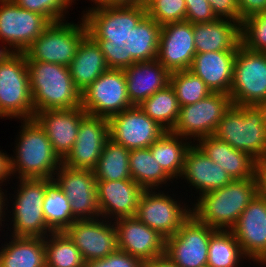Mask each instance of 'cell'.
<instances>
[{"instance_id": "obj_1", "label": "cell", "mask_w": 266, "mask_h": 267, "mask_svg": "<svg viewBox=\"0 0 266 267\" xmlns=\"http://www.w3.org/2000/svg\"><path fill=\"white\" fill-rule=\"evenodd\" d=\"M130 38L129 25L98 22L82 38L69 65L75 87L82 92L115 64Z\"/></svg>"}, {"instance_id": "obj_2", "label": "cell", "mask_w": 266, "mask_h": 267, "mask_svg": "<svg viewBox=\"0 0 266 267\" xmlns=\"http://www.w3.org/2000/svg\"><path fill=\"white\" fill-rule=\"evenodd\" d=\"M23 121V122H22ZM14 153L10 156L11 175L17 179H53L62 164L45 131L34 120H21Z\"/></svg>"}, {"instance_id": "obj_3", "label": "cell", "mask_w": 266, "mask_h": 267, "mask_svg": "<svg viewBox=\"0 0 266 267\" xmlns=\"http://www.w3.org/2000/svg\"><path fill=\"white\" fill-rule=\"evenodd\" d=\"M257 195L256 177L233 180L221 189L197 196L192 215L216 230H230Z\"/></svg>"}, {"instance_id": "obj_4", "label": "cell", "mask_w": 266, "mask_h": 267, "mask_svg": "<svg viewBox=\"0 0 266 267\" xmlns=\"http://www.w3.org/2000/svg\"><path fill=\"white\" fill-rule=\"evenodd\" d=\"M117 62L126 77L128 98L133 106L169 84L170 72L140 42L129 39L122 47Z\"/></svg>"}, {"instance_id": "obj_5", "label": "cell", "mask_w": 266, "mask_h": 267, "mask_svg": "<svg viewBox=\"0 0 266 267\" xmlns=\"http://www.w3.org/2000/svg\"><path fill=\"white\" fill-rule=\"evenodd\" d=\"M27 67L34 112L81 107L69 67L40 61H27Z\"/></svg>"}, {"instance_id": "obj_6", "label": "cell", "mask_w": 266, "mask_h": 267, "mask_svg": "<svg viewBox=\"0 0 266 267\" xmlns=\"http://www.w3.org/2000/svg\"><path fill=\"white\" fill-rule=\"evenodd\" d=\"M257 162L266 160V126L255 105H233L226 111L213 134Z\"/></svg>"}, {"instance_id": "obj_7", "label": "cell", "mask_w": 266, "mask_h": 267, "mask_svg": "<svg viewBox=\"0 0 266 267\" xmlns=\"http://www.w3.org/2000/svg\"><path fill=\"white\" fill-rule=\"evenodd\" d=\"M80 19L78 24L67 20L51 23L25 50L26 60L69 67L80 41L98 23L84 14Z\"/></svg>"}, {"instance_id": "obj_8", "label": "cell", "mask_w": 266, "mask_h": 267, "mask_svg": "<svg viewBox=\"0 0 266 267\" xmlns=\"http://www.w3.org/2000/svg\"><path fill=\"white\" fill-rule=\"evenodd\" d=\"M140 42L170 73L190 69L197 53L193 24L186 20L152 29Z\"/></svg>"}, {"instance_id": "obj_9", "label": "cell", "mask_w": 266, "mask_h": 267, "mask_svg": "<svg viewBox=\"0 0 266 267\" xmlns=\"http://www.w3.org/2000/svg\"><path fill=\"white\" fill-rule=\"evenodd\" d=\"M34 115L26 55L14 53L0 62V118L31 120Z\"/></svg>"}, {"instance_id": "obj_10", "label": "cell", "mask_w": 266, "mask_h": 267, "mask_svg": "<svg viewBox=\"0 0 266 267\" xmlns=\"http://www.w3.org/2000/svg\"><path fill=\"white\" fill-rule=\"evenodd\" d=\"M12 204L6 195V210L12 205L11 225L13 237H42L52 231L47 227L43 214V202L47 190V179H19ZM8 203V204H7ZM13 223V224H12Z\"/></svg>"}, {"instance_id": "obj_11", "label": "cell", "mask_w": 266, "mask_h": 267, "mask_svg": "<svg viewBox=\"0 0 266 267\" xmlns=\"http://www.w3.org/2000/svg\"><path fill=\"white\" fill-rule=\"evenodd\" d=\"M81 107L89 115L109 119L132 108L122 66L116 62L81 92Z\"/></svg>"}, {"instance_id": "obj_12", "label": "cell", "mask_w": 266, "mask_h": 267, "mask_svg": "<svg viewBox=\"0 0 266 267\" xmlns=\"http://www.w3.org/2000/svg\"><path fill=\"white\" fill-rule=\"evenodd\" d=\"M229 96L233 105H257L266 100V52L239 45Z\"/></svg>"}, {"instance_id": "obj_13", "label": "cell", "mask_w": 266, "mask_h": 267, "mask_svg": "<svg viewBox=\"0 0 266 267\" xmlns=\"http://www.w3.org/2000/svg\"><path fill=\"white\" fill-rule=\"evenodd\" d=\"M232 106L229 95L212 92L207 97L180 107L179 117L172 133L197 142L200 138L213 136L218 123Z\"/></svg>"}, {"instance_id": "obj_14", "label": "cell", "mask_w": 266, "mask_h": 267, "mask_svg": "<svg viewBox=\"0 0 266 267\" xmlns=\"http://www.w3.org/2000/svg\"><path fill=\"white\" fill-rule=\"evenodd\" d=\"M163 192L164 190L157 192L156 189L144 190L135 216L148 227L168 238L179 230L192 214V210L187 203H181L176 197Z\"/></svg>"}, {"instance_id": "obj_15", "label": "cell", "mask_w": 266, "mask_h": 267, "mask_svg": "<svg viewBox=\"0 0 266 267\" xmlns=\"http://www.w3.org/2000/svg\"><path fill=\"white\" fill-rule=\"evenodd\" d=\"M216 231L191 214L173 236L166 238L165 254L178 267H207L209 240Z\"/></svg>"}, {"instance_id": "obj_16", "label": "cell", "mask_w": 266, "mask_h": 267, "mask_svg": "<svg viewBox=\"0 0 266 267\" xmlns=\"http://www.w3.org/2000/svg\"><path fill=\"white\" fill-rule=\"evenodd\" d=\"M50 24L43 15L23 9L13 0H0V41L15 53H24Z\"/></svg>"}, {"instance_id": "obj_17", "label": "cell", "mask_w": 266, "mask_h": 267, "mask_svg": "<svg viewBox=\"0 0 266 267\" xmlns=\"http://www.w3.org/2000/svg\"><path fill=\"white\" fill-rule=\"evenodd\" d=\"M53 180L70 202L75 221L101 217L97 201V180L93 170L75 169L61 164Z\"/></svg>"}, {"instance_id": "obj_18", "label": "cell", "mask_w": 266, "mask_h": 267, "mask_svg": "<svg viewBox=\"0 0 266 267\" xmlns=\"http://www.w3.org/2000/svg\"><path fill=\"white\" fill-rule=\"evenodd\" d=\"M108 121L110 139L128 150L149 148L166 132L138 106L123 110Z\"/></svg>"}, {"instance_id": "obj_19", "label": "cell", "mask_w": 266, "mask_h": 267, "mask_svg": "<svg viewBox=\"0 0 266 267\" xmlns=\"http://www.w3.org/2000/svg\"><path fill=\"white\" fill-rule=\"evenodd\" d=\"M81 252L84 261L105 258L118 250L114 222L99 217L77 220L65 231Z\"/></svg>"}, {"instance_id": "obj_20", "label": "cell", "mask_w": 266, "mask_h": 267, "mask_svg": "<svg viewBox=\"0 0 266 267\" xmlns=\"http://www.w3.org/2000/svg\"><path fill=\"white\" fill-rule=\"evenodd\" d=\"M109 138L108 119L86 114L79 125L76 141L62 164L75 169L93 170Z\"/></svg>"}, {"instance_id": "obj_21", "label": "cell", "mask_w": 266, "mask_h": 267, "mask_svg": "<svg viewBox=\"0 0 266 267\" xmlns=\"http://www.w3.org/2000/svg\"><path fill=\"white\" fill-rule=\"evenodd\" d=\"M230 231L245 257L262 267L266 260V200L257 194Z\"/></svg>"}, {"instance_id": "obj_22", "label": "cell", "mask_w": 266, "mask_h": 267, "mask_svg": "<svg viewBox=\"0 0 266 267\" xmlns=\"http://www.w3.org/2000/svg\"><path fill=\"white\" fill-rule=\"evenodd\" d=\"M114 222L118 249L143 262L165 254L166 238L141 222L136 216L123 217Z\"/></svg>"}, {"instance_id": "obj_23", "label": "cell", "mask_w": 266, "mask_h": 267, "mask_svg": "<svg viewBox=\"0 0 266 267\" xmlns=\"http://www.w3.org/2000/svg\"><path fill=\"white\" fill-rule=\"evenodd\" d=\"M87 113L82 107L74 109H48L35 112L34 120L47 134L54 152L63 160L71 151L79 125Z\"/></svg>"}, {"instance_id": "obj_24", "label": "cell", "mask_w": 266, "mask_h": 267, "mask_svg": "<svg viewBox=\"0 0 266 267\" xmlns=\"http://www.w3.org/2000/svg\"><path fill=\"white\" fill-rule=\"evenodd\" d=\"M144 189L133 180L97 181V201L101 217L115 221L135 216Z\"/></svg>"}, {"instance_id": "obj_25", "label": "cell", "mask_w": 266, "mask_h": 267, "mask_svg": "<svg viewBox=\"0 0 266 267\" xmlns=\"http://www.w3.org/2000/svg\"><path fill=\"white\" fill-rule=\"evenodd\" d=\"M180 178H184L190 184L189 187L193 186V189L199 191V196L221 189L233 181L224 169L209 159L194 143L187 151Z\"/></svg>"}, {"instance_id": "obj_26", "label": "cell", "mask_w": 266, "mask_h": 267, "mask_svg": "<svg viewBox=\"0 0 266 267\" xmlns=\"http://www.w3.org/2000/svg\"><path fill=\"white\" fill-rule=\"evenodd\" d=\"M237 51L196 53L190 71L201 78L212 92L229 95Z\"/></svg>"}, {"instance_id": "obj_27", "label": "cell", "mask_w": 266, "mask_h": 267, "mask_svg": "<svg viewBox=\"0 0 266 267\" xmlns=\"http://www.w3.org/2000/svg\"><path fill=\"white\" fill-rule=\"evenodd\" d=\"M195 144L233 180H244L255 176L257 161L248 153L236 150L214 136L200 138Z\"/></svg>"}, {"instance_id": "obj_28", "label": "cell", "mask_w": 266, "mask_h": 267, "mask_svg": "<svg viewBox=\"0 0 266 267\" xmlns=\"http://www.w3.org/2000/svg\"><path fill=\"white\" fill-rule=\"evenodd\" d=\"M197 53L237 51L241 44L240 24L228 19L193 24Z\"/></svg>"}, {"instance_id": "obj_29", "label": "cell", "mask_w": 266, "mask_h": 267, "mask_svg": "<svg viewBox=\"0 0 266 267\" xmlns=\"http://www.w3.org/2000/svg\"><path fill=\"white\" fill-rule=\"evenodd\" d=\"M185 18V0H146L141 13L129 25L131 39L140 41L152 29Z\"/></svg>"}, {"instance_id": "obj_30", "label": "cell", "mask_w": 266, "mask_h": 267, "mask_svg": "<svg viewBox=\"0 0 266 267\" xmlns=\"http://www.w3.org/2000/svg\"><path fill=\"white\" fill-rule=\"evenodd\" d=\"M9 238L0 247V267H46L45 238Z\"/></svg>"}, {"instance_id": "obj_31", "label": "cell", "mask_w": 266, "mask_h": 267, "mask_svg": "<svg viewBox=\"0 0 266 267\" xmlns=\"http://www.w3.org/2000/svg\"><path fill=\"white\" fill-rule=\"evenodd\" d=\"M192 144V141L171 131H166L149 149L153 158L174 181V179H179L178 177L181 175L185 156Z\"/></svg>"}, {"instance_id": "obj_32", "label": "cell", "mask_w": 266, "mask_h": 267, "mask_svg": "<svg viewBox=\"0 0 266 267\" xmlns=\"http://www.w3.org/2000/svg\"><path fill=\"white\" fill-rule=\"evenodd\" d=\"M130 175L144 190L162 188L164 184L173 181L164 172L149 148L130 150ZM170 180V181H169ZM169 181V182H167Z\"/></svg>"}, {"instance_id": "obj_33", "label": "cell", "mask_w": 266, "mask_h": 267, "mask_svg": "<svg viewBox=\"0 0 266 267\" xmlns=\"http://www.w3.org/2000/svg\"><path fill=\"white\" fill-rule=\"evenodd\" d=\"M129 161L130 150L109 138L93 169L94 176L97 181L132 180Z\"/></svg>"}, {"instance_id": "obj_34", "label": "cell", "mask_w": 266, "mask_h": 267, "mask_svg": "<svg viewBox=\"0 0 266 267\" xmlns=\"http://www.w3.org/2000/svg\"><path fill=\"white\" fill-rule=\"evenodd\" d=\"M95 5L83 10L85 16L104 23L130 25L141 13L146 0H90Z\"/></svg>"}, {"instance_id": "obj_35", "label": "cell", "mask_w": 266, "mask_h": 267, "mask_svg": "<svg viewBox=\"0 0 266 267\" xmlns=\"http://www.w3.org/2000/svg\"><path fill=\"white\" fill-rule=\"evenodd\" d=\"M138 107L165 131H171L179 117L180 106L170 84L148 97Z\"/></svg>"}, {"instance_id": "obj_36", "label": "cell", "mask_w": 266, "mask_h": 267, "mask_svg": "<svg viewBox=\"0 0 266 267\" xmlns=\"http://www.w3.org/2000/svg\"><path fill=\"white\" fill-rule=\"evenodd\" d=\"M43 214L47 227L52 232H64L75 222L70 208V202L53 179H47Z\"/></svg>"}, {"instance_id": "obj_37", "label": "cell", "mask_w": 266, "mask_h": 267, "mask_svg": "<svg viewBox=\"0 0 266 267\" xmlns=\"http://www.w3.org/2000/svg\"><path fill=\"white\" fill-rule=\"evenodd\" d=\"M244 259L241 246L230 230H217L210 237L207 267H241Z\"/></svg>"}, {"instance_id": "obj_38", "label": "cell", "mask_w": 266, "mask_h": 267, "mask_svg": "<svg viewBox=\"0 0 266 267\" xmlns=\"http://www.w3.org/2000/svg\"><path fill=\"white\" fill-rule=\"evenodd\" d=\"M46 267H84L79 249L65 232H52L45 237Z\"/></svg>"}, {"instance_id": "obj_39", "label": "cell", "mask_w": 266, "mask_h": 267, "mask_svg": "<svg viewBox=\"0 0 266 267\" xmlns=\"http://www.w3.org/2000/svg\"><path fill=\"white\" fill-rule=\"evenodd\" d=\"M169 84L180 107L194 104L212 93L204 81L189 69L171 72Z\"/></svg>"}, {"instance_id": "obj_40", "label": "cell", "mask_w": 266, "mask_h": 267, "mask_svg": "<svg viewBox=\"0 0 266 267\" xmlns=\"http://www.w3.org/2000/svg\"><path fill=\"white\" fill-rule=\"evenodd\" d=\"M241 45L255 52H266V12L244 19L240 25Z\"/></svg>"}, {"instance_id": "obj_41", "label": "cell", "mask_w": 266, "mask_h": 267, "mask_svg": "<svg viewBox=\"0 0 266 267\" xmlns=\"http://www.w3.org/2000/svg\"><path fill=\"white\" fill-rule=\"evenodd\" d=\"M19 7L43 15L50 23L64 21L76 0H13ZM71 5V6H70Z\"/></svg>"}, {"instance_id": "obj_42", "label": "cell", "mask_w": 266, "mask_h": 267, "mask_svg": "<svg viewBox=\"0 0 266 267\" xmlns=\"http://www.w3.org/2000/svg\"><path fill=\"white\" fill-rule=\"evenodd\" d=\"M84 267H144V262L118 249L105 258L86 261Z\"/></svg>"}, {"instance_id": "obj_43", "label": "cell", "mask_w": 266, "mask_h": 267, "mask_svg": "<svg viewBox=\"0 0 266 267\" xmlns=\"http://www.w3.org/2000/svg\"><path fill=\"white\" fill-rule=\"evenodd\" d=\"M186 21L192 24L212 22L218 18L208 0H185Z\"/></svg>"}, {"instance_id": "obj_44", "label": "cell", "mask_w": 266, "mask_h": 267, "mask_svg": "<svg viewBox=\"0 0 266 267\" xmlns=\"http://www.w3.org/2000/svg\"><path fill=\"white\" fill-rule=\"evenodd\" d=\"M218 19H228L240 24L238 0H208Z\"/></svg>"}, {"instance_id": "obj_45", "label": "cell", "mask_w": 266, "mask_h": 267, "mask_svg": "<svg viewBox=\"0 0 266 267\" xmlns=\"http://www.w3.org/2000/svg\"><path fill=\"white\" fill-rule=\"evenodd\" d=\"M241 22L255 14L266 12V0H238Z\"/></svg>"}, {"instance_id": "obj_46", "label": "cell", "mask_w": 266, "mask_h": 267, "mask_svg": "<svg viewBox=\"0 0 266 267\" xmlns=\"http://www.w3.org/2000/svg\"><path fill=\"white\" fill-rule=\"evenodd\" d=\"M257 194L266 200V160L259 161L255 168Z\"/></svg>"}, {"instance_id": "obj_47", "label": "cell", "mask_w": 266, "mask_h": 267, "mask_svg": "<svg viewBox=\"0 0 266 267\" xmlns=\"http://www.w3.org/2000/svg\"><path fill=\"white\" fill-rule=\"evenodd\" d=\"M11 176L10 155H8L6 151L4 153L0 150V186L3 185V182L6 183L7 181H9Z\"/></svg>"}, {"instance_id": "obj_48", "label": "cell", "mask_w": 266, "mask_h": 267, "mask_svg": "<svg viewBox=\"0 0 266 267\" xmlns=\"http://www.w3.org/2000/svg\"><path fill=\"white\" fill-rule=\"evenodd\" d=\"M144 267H178L166 254L144 262Z\"/></svg>"}, {"instance_id": "obj_49", "label": "cell", "mask_w": 266, "mask_h": 267, "mask_svg": "<svg viewBox=\"0 0 266 267\" xmlns=\"http://www.w3.org/2000/svg\"><path fill=\"white\" fill-rule=\"evenodd\" d=\"M4 191V189H2L1 187H0V226L1 227H3L4 226V224L2 225V221H6V219L7 218H5L6 216H4V215H6L5 213H7L6 212V190H5V192H3ZM3 218V219H2ZM5 219V220H4ZM0 227V228H1ZM0 231H1V229H0Z\"/></svg>"}, {"instance_id": "obj_50", "label": "cell", "mask_w": 266, "mask_h": 267, "mask_svg": "<svg viewBox=\"0 0 266 267\" xmlns=\"http://www.w3.org/2000/svg\"><path fill=\"white\" fill-rule=\"evenodd\" d=\"M0 62L6 61L15 52L11 50L6 44L3 46L0 44Z\"/></svg>"}, {"instance_id": "obj_51", "label": "cell", "mask_w": 266, "mask_h": 267, "mask_svg": "<svg viewBox=\"0 0 266 267\" xmlns=\"http://www.w3.org/2000/svg\"><path fill=\"white\" fill-rule=\"evenodd\" d=\"M256 106L261 111L262 116H263V120H264V124L266 126V100L259 102Z\"/></svg>"}, {"instance_id": "obj_52", "label": "cell", "mask_w": 266, "mask_h": 267, "mask_svg": "<svg viewBox=\"0 0 266 267\" xmlns=\"http://www.w3.org/2000/svg\"><path fill=\"white\" fill-rule=\"evenodd\" d=\"M262 265L266 266V260L262 263Z\"/></svg>"}]
</instances>
